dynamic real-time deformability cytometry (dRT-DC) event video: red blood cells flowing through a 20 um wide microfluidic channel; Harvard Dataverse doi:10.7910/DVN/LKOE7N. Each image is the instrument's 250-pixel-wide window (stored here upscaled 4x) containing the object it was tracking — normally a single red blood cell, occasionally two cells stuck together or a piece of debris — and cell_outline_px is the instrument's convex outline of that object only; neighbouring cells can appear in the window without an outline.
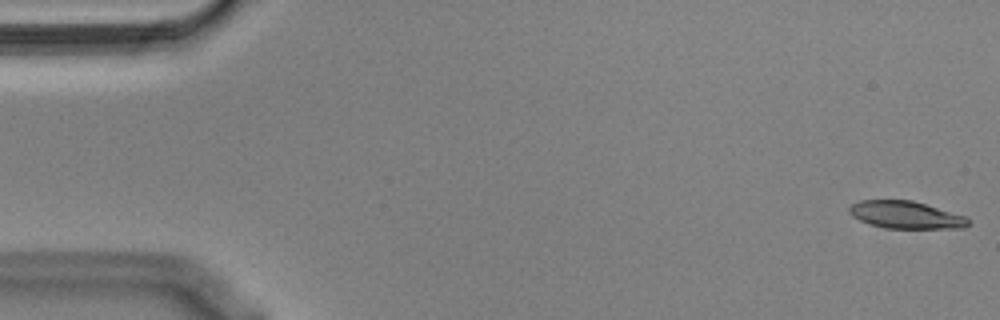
{"species": "Egyptian fruit bat (a non-hibernating species)", "species_latin": "Rousettus aegyptiacus", "temperature_condition": "cold", "stored_images_in_passage": 55, "camera_frame_rate_fps": 3000, "um_per_image_px": 0.085, "animal": {"sex": "male"}, "frame": {"image": 1, "passage_image": 1, "time_ms": 0.0, "image_size_px": [1000, 320], "cell_outline_px": [[968, 224], [964, 228], [884, 228], [868, 224], [852, 216], [848, 212], [848, 208], [852, 204], [860, 200], [912, 200], [964, 216], [968, 220]], "centroid_in_image_um": [76.93, 18.26], "position_along_channel_um": 8.1, "area_um2": 18.84}}
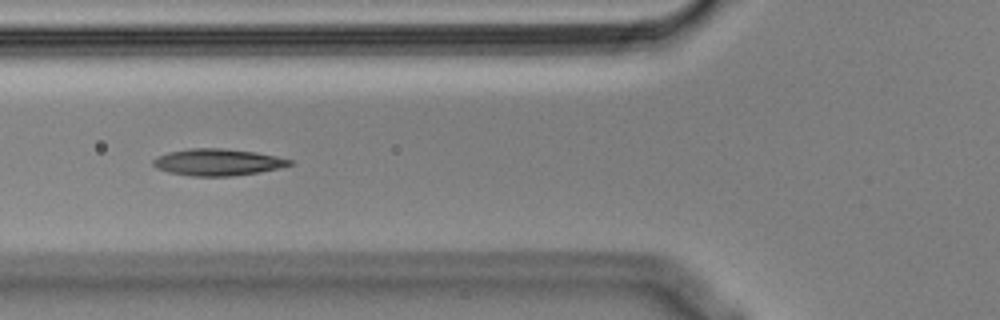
{"frame": {"image": 2, "passage_image": 20, "time_ms": 6.333, "image_size_px": [1000, 320], "cell_outline_px": [[292, 164], [260, 172], [232, 176], [192, 176], [168, 172], [156, 168], [152, 164], [152, 160], [156, 156], [168, 152], [188, 148], [220, 148], [256, 152], [276, 156], [292, 160]], "centroid_in_image_um": [18.44, 13.78], "position_along_channel_um": 107.4, "area_um2": 21.27}}
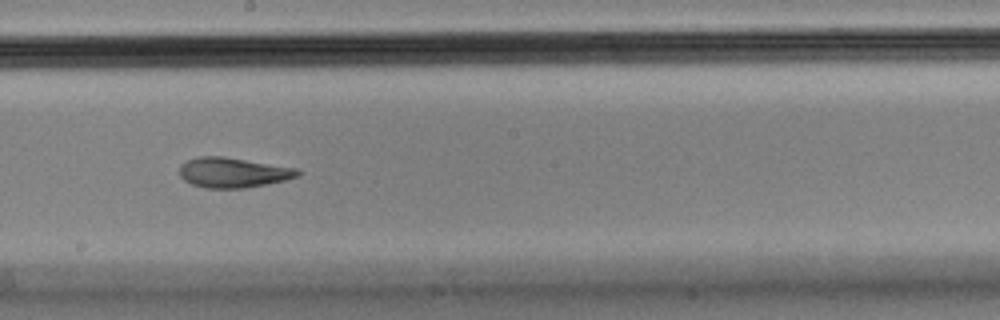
{"frame": {"image": 3, "passage_image": 30, "time_ms": 9.667, "image_size_px": [1000, 320], "cell_outline_px": [[300, 176], [284, 180], [244, 188], [204, 188], [192, 184], [184, 180], [180, 176], [180, 164], [188, 160], [200, 156], [224, 156], [300, 168]], "centroid_in_image_um": [19.83, 14.65], "position_along_channel_um": 228.4, "area_um2": 20.81}, "authors_computed_cell_mechanics": {"area_um2": 20.808, "velocity_mm_per_s": 3.6384, "shape_relaxation_time_tau1_ms": null, "shape_relaxation_time_tau2_ms": 2.8787, "deformation_change_tau1": null, "deformation_change_tau2": 0.0964}}